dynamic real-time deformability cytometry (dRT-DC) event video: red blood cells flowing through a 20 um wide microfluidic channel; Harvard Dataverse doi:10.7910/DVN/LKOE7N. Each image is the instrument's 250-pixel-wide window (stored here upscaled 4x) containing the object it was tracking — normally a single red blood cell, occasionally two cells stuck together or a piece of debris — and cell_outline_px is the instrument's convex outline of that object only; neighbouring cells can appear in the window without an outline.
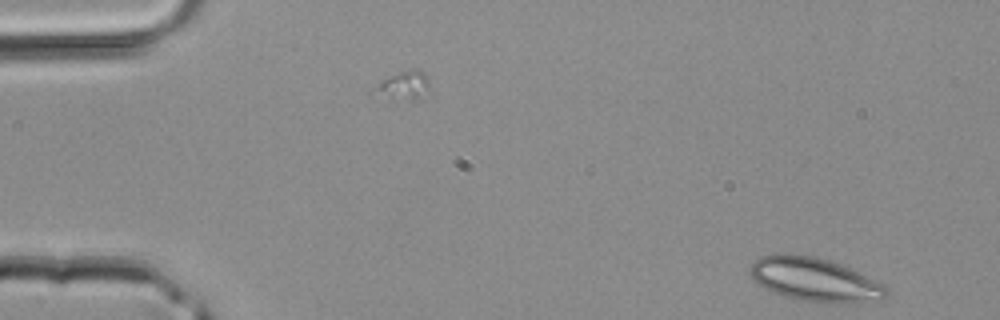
{"species": "common noctule bat (a hibernating species)", "species_latin": "Nyctalus noctula", "temperature_condition": "room temperature", "stored_images_in_passage": 4, "camera_frame_rate_fps": 3000, "um_per_image_px": 0.085, "animal": {"sex": "male", "body_mass_g": 20.4}, "frame": {"image": 1, "passage_image": 4, "time_ms": 1.0, "image_size_px": [1000, 320], "cell_outline_px": [[888, 296], [880, 300], [800, 300], [784, 296], [772, 292], [756, 284], [748, 272], [748, 268], [760, 256], [776, 252], [784, 252], [816, 256], [840, 264], [884, 284], [888, 288]], "centroid_in_image_um": [69.13, 23.69], "position_along_channel_um": 15.9, "area_um2": 34.1}}